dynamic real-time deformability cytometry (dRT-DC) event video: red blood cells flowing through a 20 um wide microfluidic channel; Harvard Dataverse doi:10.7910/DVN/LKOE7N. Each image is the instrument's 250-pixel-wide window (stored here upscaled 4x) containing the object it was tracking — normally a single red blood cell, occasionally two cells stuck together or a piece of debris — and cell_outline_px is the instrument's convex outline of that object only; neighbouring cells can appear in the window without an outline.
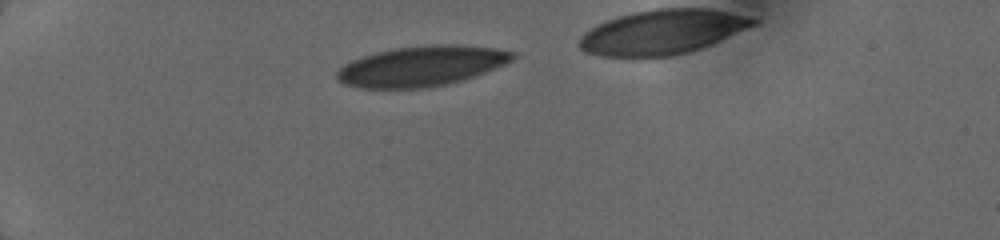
{"species": "human", "species_latin": "Homo sapiens", "temperature_condition": "cold", "stored_images_in_passage": 45, "camera_frame_rate_fps": 3000, "um_per_image_px": 0.085, "donor": {"sex": "female"}, "frame": {"image": 1, "passage_image": 1, "time_ms": 0.0, "image_size_px": [1000, 240], "cell_outline_px": [[516, 56], [512, 60], [504, 64], [484, 72], [460, 80], [444, 84], [424, 88], [364, 88], [344, 84], [336, 76], [336, 72], [344, 64], [352, 60], [376, 52], [392, 48], [424, 44], [460, 44], [492, 48], [516, 52]], "centroid_in_image_um": [35.81, 5.59], "position_along_channel_um": 49.2, "area_um2": 40.98}}
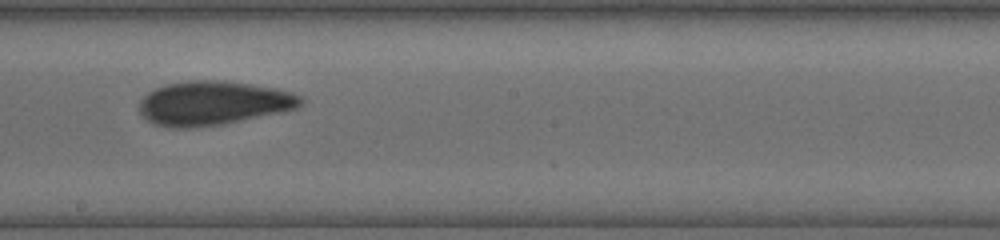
{"frame": {"image": 2, "passage_image": 29, "time_ms": 5.333, "image_size_px": [1000, 240], "cell_outline_px": [[304, 104], [296, 108], [284, 112], [224, 124], [188, 128], [168, 128], [156, 124], [148, 120], [140, 112], [140, 100], [148, 92], [156, 88], [168, 84], [192, 80], [224, 80], [252, 84], [276, 88], [292, 92], [300, 96], [304, 100]], "centroid_in_image_um": [18.17, 8.77], "position_along_channel_um": 230.0, "area_um2": 41.67}}
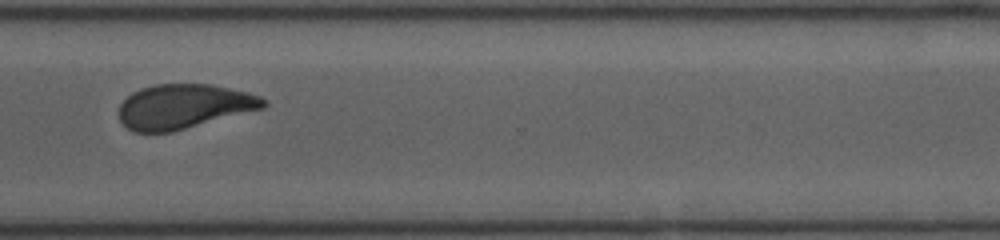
{"frame": {"image": 3, "passage_image": 44, "time_ms": 8.333, "image_size_px": [1000, 240], "cell_outline_px": [[268, 104], [264, 108], [172, 132], [132, 132], [120, 120], [120, 104], [132, 92], [140, 88], [156, 84], [212, 84], [260, 96]], "centroid_in_image_um": [15.61, 9.05], "position_along_channel_um": 355.0, "area_um2": 37.28}}